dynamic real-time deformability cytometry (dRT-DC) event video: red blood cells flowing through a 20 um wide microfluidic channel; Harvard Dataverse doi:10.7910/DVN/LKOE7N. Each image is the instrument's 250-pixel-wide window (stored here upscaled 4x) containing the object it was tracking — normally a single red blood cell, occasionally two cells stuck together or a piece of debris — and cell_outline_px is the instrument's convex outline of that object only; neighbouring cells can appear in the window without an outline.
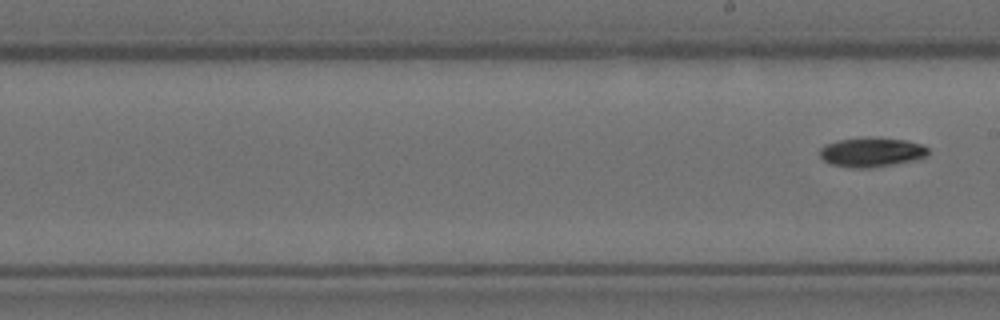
{"species": "Egyptian fruit bat (a non-hibernating species)", "species_latin": "Rousettus aegyptiacus", "temperature_condition": "room temperature", "stored_images_in_passage": 6, "camera_frame_rate_fps": 3000, "um_per_image_px": 0.085, "animal": {"sex": "female"}, "frame": {"image": 1, "passage_image": 6, "time_ms": 1.667, "image_size_px": [1000, 320], "cell_outline_px": [[928, 156], [916, 160], [872, 168], [852, 168], [832, 164], [824, 160], [820, 156], [820, 148], [824, 144], [836, 140], [864, 136], [868, 136], [904, 140], [920, 144], [928, 148]], "centroid_in_image_um": [74.06, 12.92], "position_along_channel_um": 214.9, "area_um2": 18.9}}